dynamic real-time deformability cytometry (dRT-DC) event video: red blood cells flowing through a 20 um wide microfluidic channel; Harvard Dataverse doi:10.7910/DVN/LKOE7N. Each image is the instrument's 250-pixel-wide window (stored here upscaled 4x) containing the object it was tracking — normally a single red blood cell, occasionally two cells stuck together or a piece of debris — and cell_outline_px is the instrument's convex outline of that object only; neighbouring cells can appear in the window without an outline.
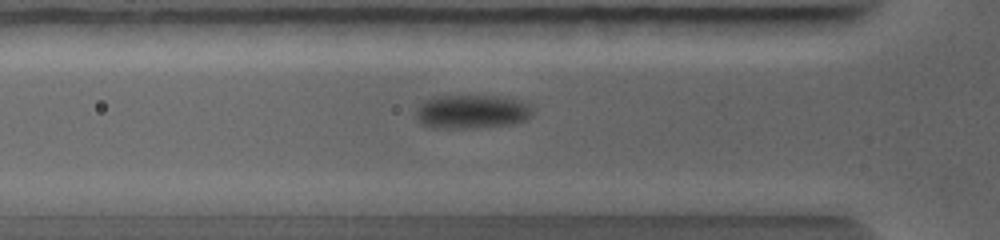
{"species": "common noctule bat (a hibernating species)", "species_latin": "Nyctalus noctula", "temperature_condition": "warm", "stored_images_in_passage": 8, "camera_frame_rate_fps": 5000, "um_per_image_px": 0.085, "animal": {"sex": "female", "body_mass_g": 19.0, "forearm_length_mm": 56.7}, "frame": {"image": 1, "passage_image": 2, "time_ms": 0.4, "image_size_px": [1000, 240], "cell_outline_px": [[536, 108], [524, 120], [512, 124], [464, 128], [432, 128], [420, 124], [416, 116], [416, 108], [424, 100], [436, 96], [496, 96], [516, 100], [532, 104]], "centroid_in_image_um": [40.07, 9.49], "position_along_channel_um": 85.7, "area_um2": 23.0}}
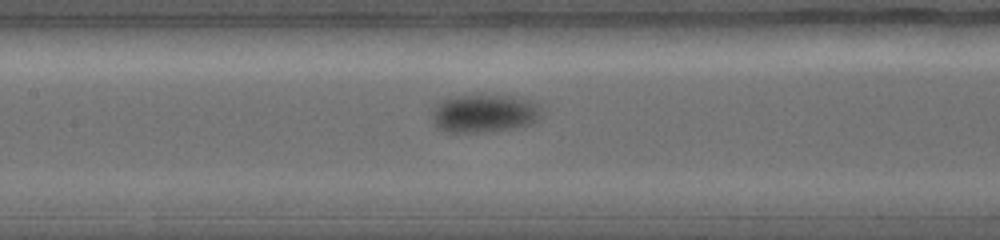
{"frame": {"image": 2, "passage_image": 6, "time_ms": 1.8, "image_size_px": [1000, 240], "cell_outline_px": [[540, 116], [532, 124], [512, 128], [484, 132], [444, 132], [436, 128], [432, 116], [432, 108], [436, 104], [444, 100], [460, 96], [512, 96], [528, 100], [540, 104]], "centroid_in_image_um": [41.14, 9.66], "position_along_channel_um": 166.3, "area_um2": 24.1}}
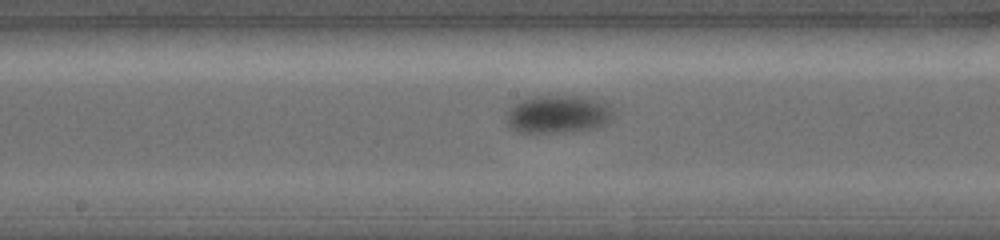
{"frame": {"image": 3, "passage_image": 8, "time_ms": 2.4, "image_size_px": [1000, 240], "cell_outline_px": [[612, 116], [604, 124], [596, 128], [548, 132], [520, 132], [512, 128], [508, 124], [508, 108], [520, 100], [532, 96], [584, 96], [604, 100], [608, 104], [612, 112]], "centroid_in_image_um": [47.44, 9.67], "position_along_channel_um": 200.8, "area_um2": 23.35}}